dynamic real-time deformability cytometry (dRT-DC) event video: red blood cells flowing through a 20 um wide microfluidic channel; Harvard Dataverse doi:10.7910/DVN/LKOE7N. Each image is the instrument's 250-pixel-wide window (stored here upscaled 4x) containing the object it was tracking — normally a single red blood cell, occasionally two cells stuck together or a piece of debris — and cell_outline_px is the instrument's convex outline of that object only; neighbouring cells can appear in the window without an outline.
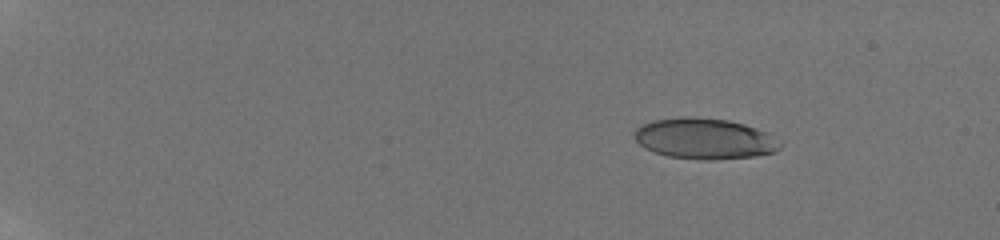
{"species": "human", "species_latin": "Homo sapiens", "temperature_condition": "room temperature", "stored_images_in_passage": 19, "camera_frame_rate_fps": 3000, "um_per_image_px": 0.085, "donor": {"sex": "male"}, "frame": {"image": 1, "passage_image": 5, "time_ms": 2.667, "image_size_px": [1000, 240], "cell_outline_px": [[784, 144], [776, 152], [756, 156], [712, 160], [696, 160], [668, 156], [644, 148], [632, 136], [632, 132], [636, 128], [652, 120], [680, 116], [696, 116], [728, 120], [744, 124], [768, 132]], "centroid_in_image_um": [59.9, 11.78], "position_along_channel_um": 25.1, "area_um2": 35.26}}
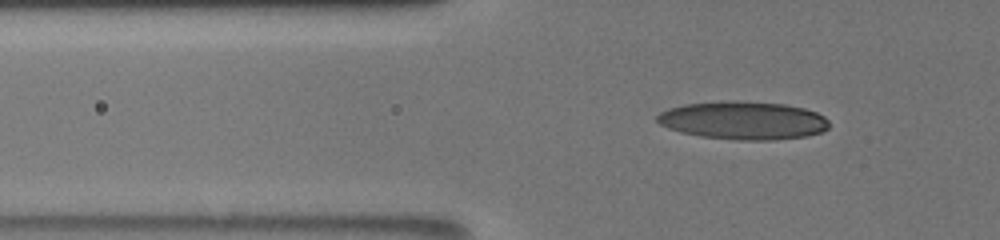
{"frame": {"image": 2, "passage_image": 14, "time_ms": 7.0, "image_size_px": [1000, 240], "cell_outline_px": [[828, 128], [824, 132], [808, 136], [772, 140], [736, 140], [700, 136], [680, 132], [668, 128], [660, 124], [656, 120], [656, 116], [660, 112], [668, 108], [684, 104], [732, 100], [736, 100], [784, 104], [804, 108], [816, 112], [824, 116], [828, 120]], "centroid_in_image_um": [63.18, 10.24], "position_along_channel_um": 62.6, "area_um2": 38.49}}
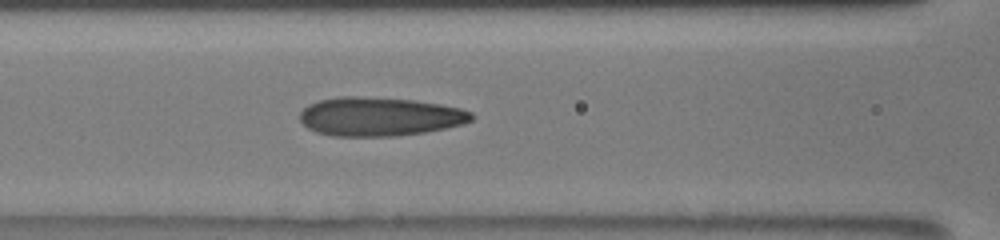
{"frame": {"image": 3, "passage_image": 19, "time_ms": 9.333, "image_size_px": [1000, 240], "cell_outline_px": [[476, 116], [472, 120], [464, 124], [424, 132], [396, 136], [332, 136], [316, 132], [308, 128], [300, 120], [300, 112], [308, 104], [320, 100], [340, 96], [356, 96], [412, 100], [440, 104], [460, 108], [472, 112]], "centroid_in_image_um": [32.27, 9.91], "position_along_channel_um": 134.3, "area_um2": 38.84}}